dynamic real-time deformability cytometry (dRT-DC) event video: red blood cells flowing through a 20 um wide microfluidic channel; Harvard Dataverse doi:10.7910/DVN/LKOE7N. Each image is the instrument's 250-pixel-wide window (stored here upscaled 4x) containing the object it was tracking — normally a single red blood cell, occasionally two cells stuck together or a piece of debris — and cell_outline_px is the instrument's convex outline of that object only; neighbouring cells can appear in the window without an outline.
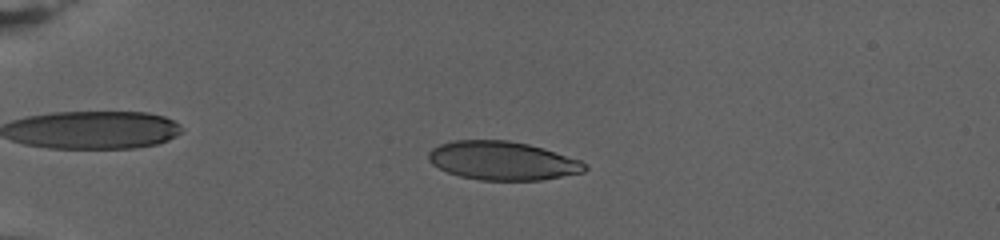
{"species": "human", "species_latin": "Homo sapiens", "temperature_condition": "warm", "stored_images_in_passage": 81, "camera_frame_rate_fps": 3000, "um_per_image_px": 0.085, "donor": {"sex": "female"}, "frame": {"image": 1, "passage_image": 22, "time_ms": 7.0, "image_size_px": [1000, 240], "cell_outline_px": [[588, 168], [584, 172], [540, 180], [480, 180], [460, 176], [448, 172], [432, 164], [428, 160], [428, 152], [432, 148], [440, 144], [452, 140], [508, 140], [528, 144], [544, 148], [580, 160], [588, 164]], "centroid_in_image_um": [42.72, 13.65], "position_along_channel_um": 42.3, "area_um2": 35.26}}
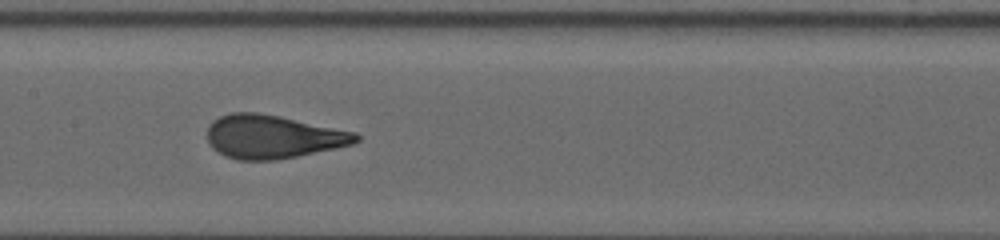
{"frame": {"image": 2, "passage_image": 44, "time_ms": 14.333, "image_size_px": [1000, 240], "cell_outline_px": [[360, 140], [352, 144], [336, 148], [276, 160], [240, 160], [224, 156], [212, 148], [208, 140], [208, 128], [212, 120], [220, 116], [232, 112], [256, 112], [280, 116], [356, 132], [360, 136]], "centroid_in_image_um": [23.18, 11.62], "position_along_channel_um": 184.2, "area_um2": 37.63}}
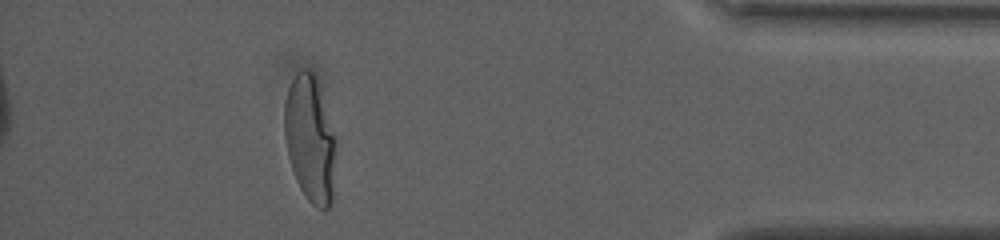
{"frame": {"image": 3, "passage_image": 74, "time_ms": 24.333, "image_size_px": [1000, 240], "cell_outline_px": [[336, 140], [332, 204], [328, 208], [320, 208], [312, 204], [308, 200], [300, 188], [296, 180], [288, 156], [284, 136], [284, 104], [288, 88], [296, 72], [304, 68], [308, 68], [316, 76]], "centroid_in_image_um": [26.34, 11.8], "position_along_channel_um": 408.9, "area_um2": 37.97}, "authors_computed_cell_mechanics": {"area_um2": 36.7608, "velocity_mm_per_s": 2.6299, "shape_relaxation_time_tau1_ms": 6.8866, "shape_relaxation_time_tau2_ms": null, "deformation_change_tau1": 0.256, "deformation_change_tau2": null}}